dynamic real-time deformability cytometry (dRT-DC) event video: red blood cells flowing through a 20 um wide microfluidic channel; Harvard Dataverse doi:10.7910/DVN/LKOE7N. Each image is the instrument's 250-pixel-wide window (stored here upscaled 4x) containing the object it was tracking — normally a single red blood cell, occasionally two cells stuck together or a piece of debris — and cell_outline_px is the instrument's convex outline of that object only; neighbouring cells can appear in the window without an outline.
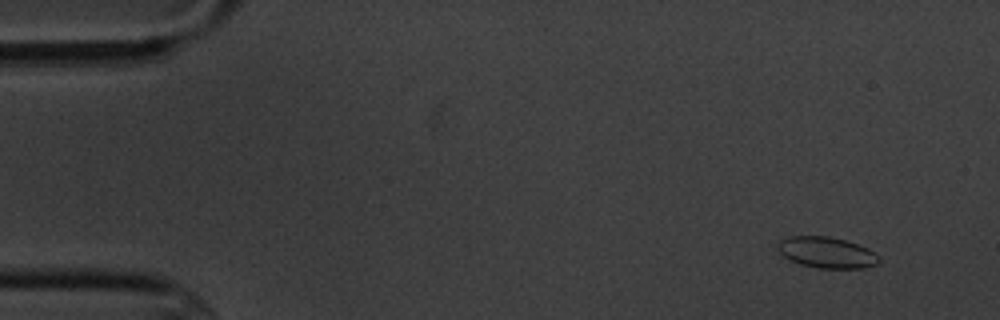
{"species": "common noctule bat (a hibernating species)", "species_latin": "Nyctalus noctula", "temperature_condition": "cold", "stored_images_in_passage": 6, "segment_of_instrument_passage": [2, 2], "camera_frame_rate_fps": 3000, "um_per_image_px": 0.085, "animal": {"sex": "male", "body_mass_g": 20.1, "forearm_length_mm": 53.5}, "frame": {"image": 1, "passage_image": 6, "time_ms": 6.667, "image_size_px": [1000, 320], "cell_outline_px": [[880, 264], [864, 268], [816, 268], [800, 264], [784, 256], [776, 248], [776, 244], [780, 240], [788, 236], [828, 236], [844, 240], [868, 248], [876, 252], [880, 256]], "centroid_in_image_um": [70.3, 21.46], "position_along_channel_um": 14.7, "area_um2": 18.5}}